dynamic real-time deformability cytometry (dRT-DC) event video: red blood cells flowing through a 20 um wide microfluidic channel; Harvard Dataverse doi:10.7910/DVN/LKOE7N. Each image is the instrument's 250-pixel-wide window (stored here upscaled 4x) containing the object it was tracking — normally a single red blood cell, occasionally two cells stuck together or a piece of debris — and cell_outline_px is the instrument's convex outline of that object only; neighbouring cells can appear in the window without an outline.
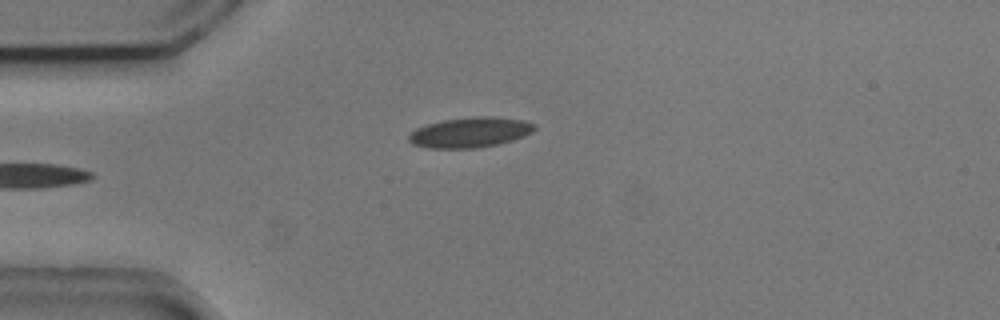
{"species": "common noctule bat (a hibernating species)", "species_latin": "Nyctalus noctula", "temperature_condition": "cold", "stored_images_in_passage": 4, "camera_frame_rate_fps": 3000, "um_per_image_px": 0.085, "animal": {"sex": "male", "body_mass_g": 20.5, "forearm_length_mm": 52.5}, "frame": {"image": 1, "passage_image": 4, "time_ms": 1.0, "image_size_px": [1000, 320], "cell_outline_px": [[536, 128], [532, 132], [524, 136], [512, 140], [496, 144], [476, 148], [428, 148], [412, 144], [408, 140], [408, 136], [416, 128], [428, 124], [444, 120], [472, 116], [496, 116], [524, 120], [536, 124]], "centroid_in_image_um": [39.98, 11.24], "position_along_channel_um": 45.0, "area_um2": 22.2}}